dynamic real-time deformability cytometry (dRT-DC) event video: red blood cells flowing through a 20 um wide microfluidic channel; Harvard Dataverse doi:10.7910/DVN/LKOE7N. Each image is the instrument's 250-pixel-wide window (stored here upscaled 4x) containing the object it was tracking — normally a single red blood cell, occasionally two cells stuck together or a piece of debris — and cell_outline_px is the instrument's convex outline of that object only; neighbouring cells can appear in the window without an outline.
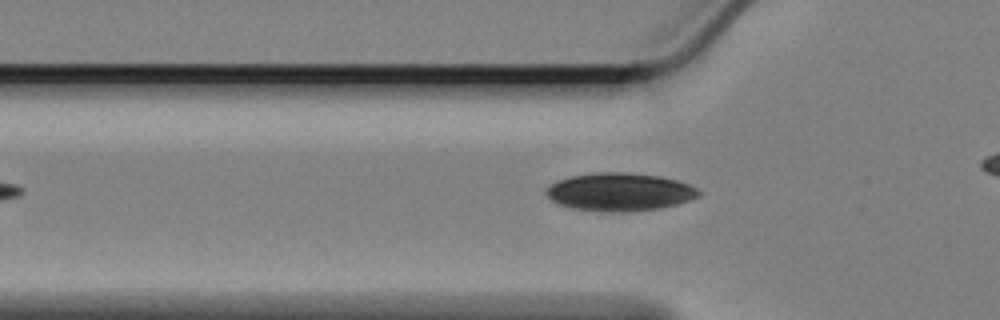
{"species": "Egyptian fruit bat (a non-hibernating species)", "species_latin": "Rousettus aegyptiacus", "temperature_condition": "cold", "stored_images_in_passage": 33, "camera_frame_rate_fps": 3000, "um_per_image_px": 0.085, "animal": {"sex": "female"}, "frame": {"image": 1, "passage_image": 3, "time_ms": 0.667, "image_size_px": [1000, 320], "cell_outline_px": [[700, 196], [676, 204], [660, 208], [620, 212], [612, 212], [572, 208], [560, 204], [552, 200], [544, 192], [544, 188], [548, 184], [556, 180], [572, 176], [596, 172], [624, 172], [660, 176], [676, 180], [688, 184], [696, 188], [700, 192]], "centroid_in_image_um": [52.62, 16.3], "position_along_channel_um": 73.2, "area_um2": 33.7}}
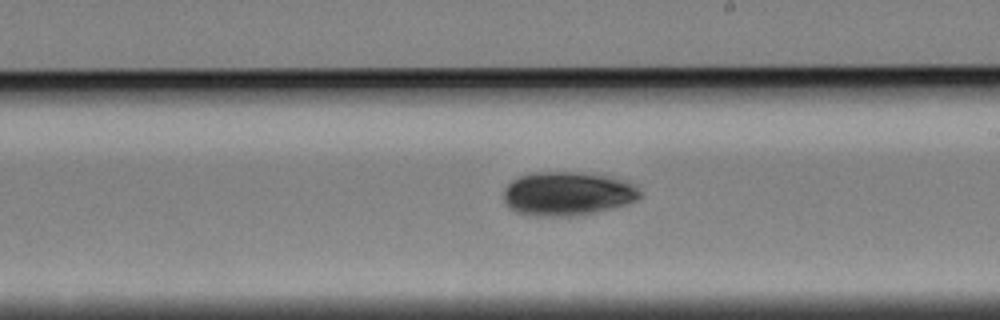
{"frame": {"image": 2, "passage_image": 18, "time_ms": 5.667, "image_size_px": [1000, 320], "cell_outline_px": [[640, 196], [636, 200], [624, 204], [596, 212], [568, 216], [536, 216], [516, 212], [504, 200], [504, 188], [512, 180], [520, 176], [532, 172], [580, 172], [612, 176], [636, 184], [640, 192]], "centroid_in_image_um": [48.24, 16.44], "position_along_channel_um": 240.8, "area_um2": 34.8}}
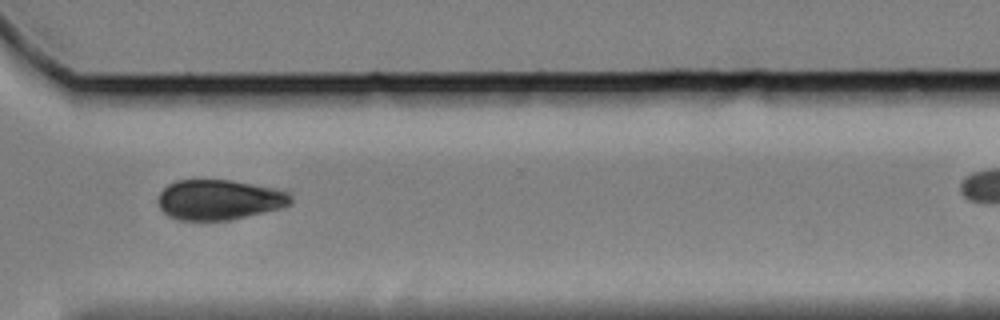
{"frame": {"image": 3, "passage_image": 28, "time_ms": 9.0, "image_size_px": [1000, 320], "cell_outline_px": [[292, 204], [280, 208], [228, 220], [180, 220], [168, 216], [160, 208], [160, 192], [168, 184], [176, 180], [232, 180], [276, 188], [288, 192], [292, 196]], "centroid_in_image_um": [18.66, 16.97], "position_along_channel_um": 351.9, "area_um2": 30.92}}